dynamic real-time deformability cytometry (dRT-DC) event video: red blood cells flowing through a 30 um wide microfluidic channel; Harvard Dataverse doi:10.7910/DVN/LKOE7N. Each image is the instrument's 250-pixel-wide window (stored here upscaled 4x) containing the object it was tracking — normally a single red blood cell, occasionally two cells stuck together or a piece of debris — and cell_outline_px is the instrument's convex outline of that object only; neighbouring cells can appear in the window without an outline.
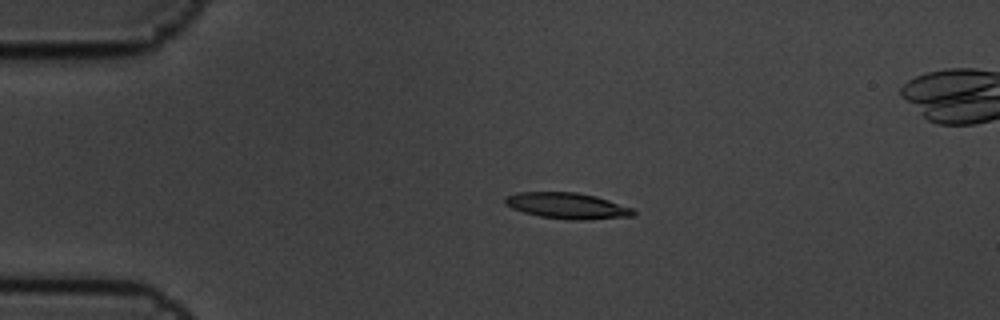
{"species": "common noctule bat (a hibernating species)", "species_latin": "Nyctalus noctula", "temperature_condition": "cold", "stored_images_in_passage": 5, "camera_frame_rate_fps": 3000, "um_per_image_px": 0.085, "animal": {"sex": "male", "body_mass_g": 19.5, "forearm_length_mm": 54.6}, "frame": {"image": 1, "passage_image": 3, "time_ms": 0.667, "image_size_px": [1000, 320], "cell_outline_px": [[636, 212], [632, 216], [588, 220], [572, 220], [540, 216], [524, 212], [512, 208], [504, 204], [504, 196], [516, 192], [576, 192], [596, 196], [636, 208]], "centroid_in_image_um": [48.24, 17.48], "position_along_channel_um": 36.8, "area_um2": 19.71}}